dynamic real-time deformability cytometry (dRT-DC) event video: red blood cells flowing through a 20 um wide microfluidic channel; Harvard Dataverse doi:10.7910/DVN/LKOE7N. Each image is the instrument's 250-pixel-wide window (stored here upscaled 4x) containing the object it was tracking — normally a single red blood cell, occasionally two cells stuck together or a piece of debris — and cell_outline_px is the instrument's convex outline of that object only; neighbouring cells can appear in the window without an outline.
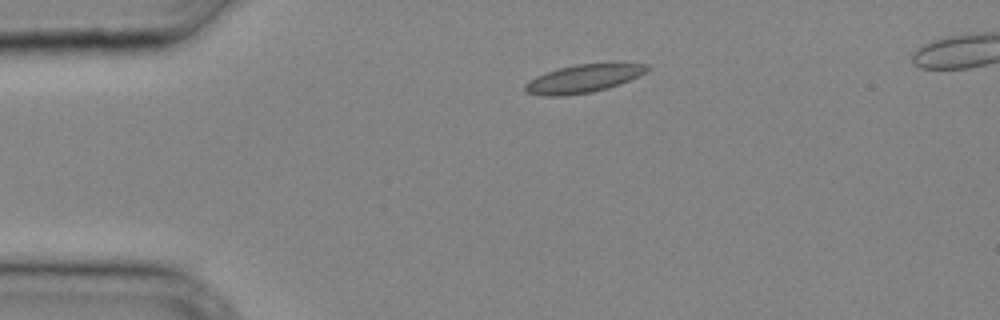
{"species": "common noctule bat (a hibernating species)", "species_latin": "Nyctalus noctula", "temperature_condition": "cold", "stored_images_in_passage": 25, "camera_frame_rate_fps": 3000, "um_per_image_px": 0.085, "animal": {"sex": "male", "body_mass_g": 20.4}, "frame": {"image": 1, "passage_image": 1, "time_ms": 0.0, "image_size_px": [1000, 320], "cell_outline_px": [[652, 68], [620, 84], [608, 88], [592, 92], [564, 96], [540, 96], [524, 92], [524, 84], [528, 80], [536, 76], [560, 68], [576, 64], [648, 64]], "centroid_in_image_um": [49.51, 6.71], "position_along_channel_um": 35.5, "area_um2": 19.77}}
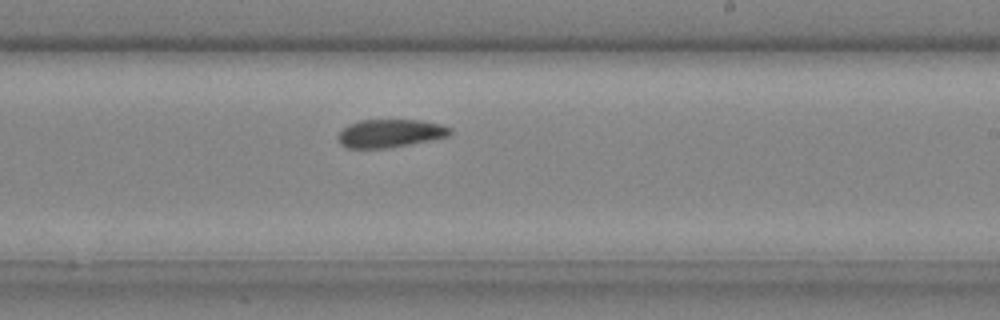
{"frame": {"image": 2, "passage_image": 15, "time_ms": 4.667, "image_size_px": [1000, 320], "cell_outline_px": [[452, 132], [448, 136], [388, 148], [344, 148], [340, 144], [340, 132], [348, 124], [360, 120], [420, 120], [440, 124], [452, 128]], "centroid_in_image_um": [33.16, 11.33], "position_along_channel_um": 255.8, "area_um2": 18.15}}